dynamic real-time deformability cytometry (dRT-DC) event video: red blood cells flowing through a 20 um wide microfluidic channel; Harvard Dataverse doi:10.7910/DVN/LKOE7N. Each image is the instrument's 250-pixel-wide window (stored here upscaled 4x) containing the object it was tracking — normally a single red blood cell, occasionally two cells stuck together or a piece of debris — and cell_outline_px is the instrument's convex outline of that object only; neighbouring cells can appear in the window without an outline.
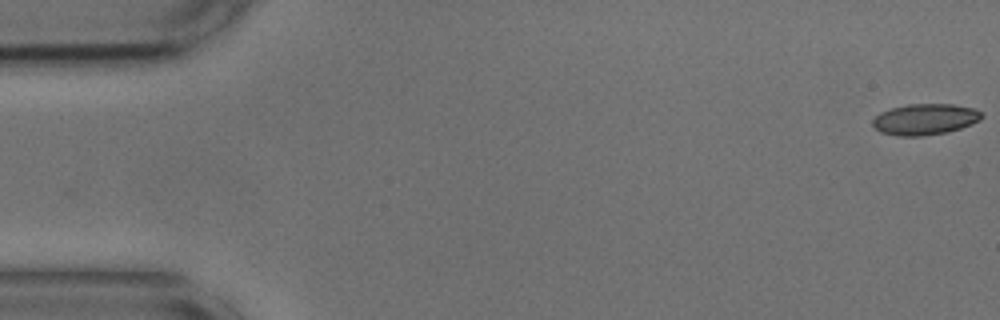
{"species": "common noctule bat (a hibernating species)", "species_latin": "Nyctalus noctula", "temperature_condition": "cold", "stored_images_in_passage": 55, "camera_frame_rate_fps": 3000, "um_per_image_px": 0.085, "animal": {"sex": "male", "body_mass_g": 17.9, "forearm_length_mm": 54.2}, "frame": {"image": 1, "passage_image": 1, "time_ms": 0.0, "image_size_px": [1000, 320], "cell_outline_px": [[984, 116], [980, 120], [972, 124], [948, 132], [920, 136], [896, 136], [880, 132], [872, 124], [872, 120], [880, 112], [892, 108], [908, 104], [952, 104], [972, 108], [980, 112]], "centroid_in_image_um": [78.61, 10.14], "position_along_channel_um": 6.4, "area_um2": 19.71}}
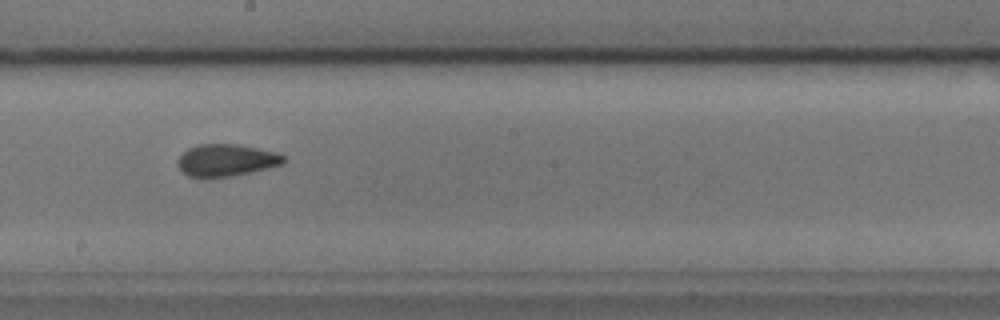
{"frame": {"image": 2, "passage_image": 30, "time_ms": 9.667, "image_size_px": [1000, 320], "cell_outline_px": [[284, 160], [280, 164], [268, 168], [232, 176], [200, 180], [188, 176], [176, 164], [176, 160], [188, 148], [196, 144], [236, 144], [276, 152], [284, 156]], "centroid_in_image_um": [19.15, 13.64], "position_along_channel_um": 229.1, "area_um2": 20.06}}
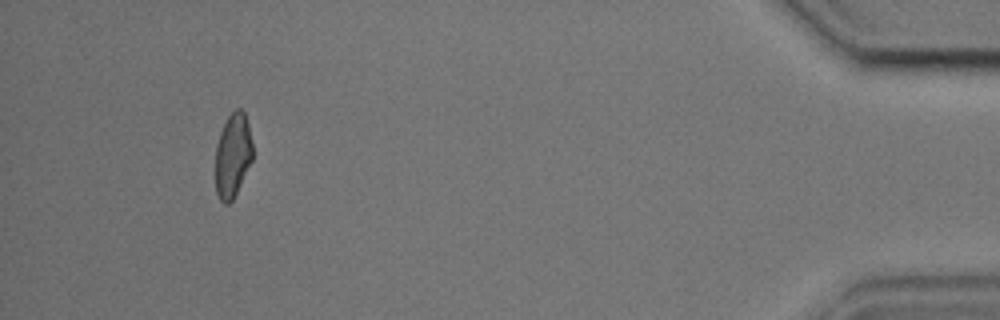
{"frame": {"image": 3, "passage_image": 51, "time_ms": 16.667, "image_size_px": [1000, 320], "cell_outline_px": [[252, 160], [232, 200], [228, 204], [224, 204], [220, 200], [216, 192], [216, 144], [220, 132], [228, 116], [236, 108], [240, 108], [244, 112], [248, 124], [252, 144]], "centroid_in_image_um": [19.78, 13.19], "position_along_channel_um": 415.4, "area_um2": 18.03}, "authors_computed_cell_mechanics": {"area_um2": 19.652, "velocity_mm_per_s": 3.6545, "shape_relaxation_time_tau1_ms": 8.1246, "shape_relaxation_time_tau2_ms": 1.4295, "deformation_change_tau1": 0.161, "deformation_change_tau2": 0.0631}}